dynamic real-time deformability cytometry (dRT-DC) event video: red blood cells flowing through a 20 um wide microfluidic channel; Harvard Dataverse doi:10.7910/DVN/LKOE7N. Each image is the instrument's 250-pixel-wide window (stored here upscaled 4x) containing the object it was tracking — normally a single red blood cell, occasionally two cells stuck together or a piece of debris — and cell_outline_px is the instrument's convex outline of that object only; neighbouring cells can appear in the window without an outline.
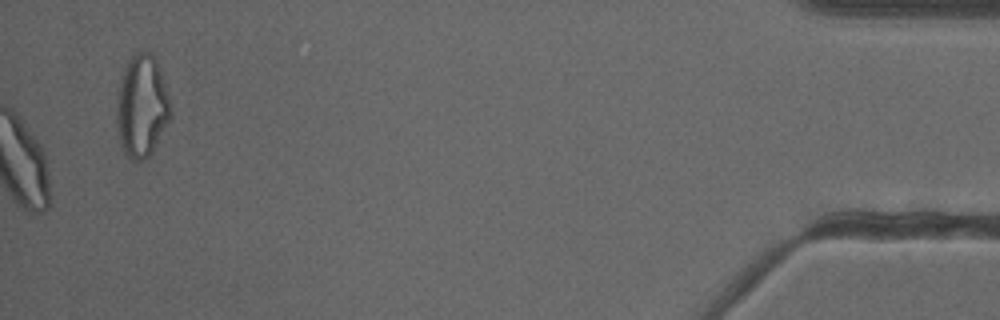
{"species": "common noctule bat (a hibernating species)", "species_latin": "Nyctalus noctula", "temperature_condition": "cold", "stored_images_in_passage": 54, "camera_frame_rate_fps": 3000, "um_per_image_px": 0.085, "animal": {"sex": "female"}, "frame": {"image": 1, "passage_image": 54, "time_ms": 17.667, "image_size_px": [1000, 320], "cell_outline_px": [[172, 112], [152, 152], [144, 160], [132, 160], [124, 152], [120, 144], [116, 124], [116, 104], [120, 84], [124, 68], [132, 56], [136, 52], [148, 52], [156, 56], [160, 68], [168, 96]], "centroid_in_image_um": [12.04, 9.02], "position_along_channel_um": 423.2, "area_um2": 31.91}, "authors_computed_cell_mechanics": {"area_um2": 29.0156, "velocity_mm_per_s": 3.852, "shape_relaxation_time_tau1_ms": null, "shape_relaxation_time_tau2_ms": 2.1244, "deformation_change_tau1": null, "deformation_change_tau2": 0.09}}